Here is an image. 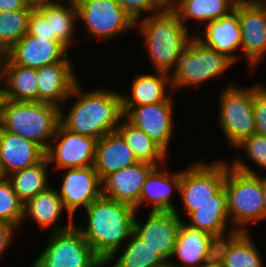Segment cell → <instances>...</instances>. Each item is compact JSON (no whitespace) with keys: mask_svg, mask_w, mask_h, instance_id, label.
<instances>
[{"mask_svg":"<svg viewBox=\"0 0 266 267\" xmlns=\"http://www.w3.org/2000/svg\"><path fill=\"white\" fill-rule=\"evenodd\" d=\"M78 81L68 99L75 98L70 110L60 108V124L70 132L99 140L105 134L117 131L124 114L121 92L101 87L89 91Z\"/></svg>","mask_w":266,"mask_h":267,"instance_id":"1","label":"cell"},{"mask_svg":"<svg viewBox=\"0 0 266 267\" xmlns=\"http://www.w3.org/2000/svg\"><path fill=\"white\" fill-rule=\"evenodd\" d=\"M85 212V226L74 221V227L105 262L133 232L137 211L128 204L101 196L90 203Z\"/></svg>","mask_w":266,"mask_h":267,"instance_id":"2","label":"cell"},{"mask_svg":"<svg viewBox=\"0 0 266 267\" xmlns=\"http://www.w3.org/2000/svg\"><path fill=\"white\" fill-rule=\"evenodd\" d=\"M242 158L226 161L227 209L232 228L247 232L252 223L266 221L263 177ZM254 169V170H253Z\"/></svg>","mask_w":266,"mask_h":267,"instance_id":"3","label":"cell"},{"mask_svg":"<svg viewBox=\"0 0 266 267\" xmlns=\"http://www.w3.org/2000/svg\"><path fill=\"white\" fill-rule=\"evenodd\" d=\"M150 63L155 71L169 72L177 57L194 37L191 36L172 10L164 8L160 13L136 21Z\"/></svg>","mask_w":266,"mask_h":267,"instance_id":"4","label":"cell"},{"mask_svg":"<svg viewBox=\"0 0 266 267\" xmlns=\"http://www.w3.org/2000/svg\"><path fill=\"white\" fill-rule=\"evenodd\" d=\"M59 124L60 107L56 105L0 98V127L38 144L44 151Z\"/></svg>","mask_w":266,"mask_h":267,"instance_id":"5","label":"cell"},{"mask_svg":"<svg viewBox=\"0 0 266 267\" xmlns=\"http://www.w3.org/2000/svg\"><path fill=\"white\" fill-rule=\"evenodd\" d=\"M234 64L225 54L205 46L194 34L177 57L168 76L172 80L173 90L186 86L197 88L213 80L212 78L224 77L225 72Z\"/></svg>","mask_w":266,"mask_h":267,"instance_id":"6","label":"cell"},{"mask_svg":"<svg viewBox=\"0 0 266 267\" xmlns=\"http://www.w3.org/2000/svg\"><path fill=\"white\" fill-rule=\"evenodd\" d=\"M228 82L219 94V127L226 142L236 148L245 139L255 134L253 113L254 85L239 87Z\"/></svg>","mask_w":266,"mask_h":267,"instance_id":"7","label":"cell"},{"mask_svg":"<svg viewBox=\"0 0 266 267\" xmlns=\"http://www.w3.org/2000/svg\"><path fill=\"white\" fill-rule=\"evenodd\" d=\"M47 245L30 267H104V262L74 227L50 232Z\"/></svg>","mask_w":266,"mask_h":267,"instance_id":"8","label":"cell"},{"mask_svg":"<svg viewBox=\"0 0 266 267\" xmlns=\"http://www.w3.org/2000/svg\"><path fill=\"white\" fill-rule=\"evenodd\" d=\"M78 21L86 28L87 36L109 41L136 29L135 20L116 0H76Z\"/></svg>","mask_w":266,"mask_h":267,"instance_id":"9","label":"cell"},{"mask_svg":"<svg viewBox=\"0 0 266 267\" xmlns=\"http://www.w3.org/2000/svg\"><path fill=\"white\" fill-rule=\"evenodd\" d=\"M226 177V160L210 163L197 161L181 170L179 196L188 216L197 206L212 200L223 187Z\"/></svg>","mask_w":266,"mask_h":267,"instance_id":"10","label":"cell"},{"mask_svg":"<svg viewBox=\"0 0 266 267\" xmlns=\"http://www.w3.org/2000/svg\"><path fill=\"white\" fill-rule=\"evenodd\" d=\"M97 139L76 134L58 125L45 151L48 164L55 170L94 166Z\"/></svg>","mask_w":266,"mask_h":267,"instance_id":"11","label":"cell"},{"mask_svg":"<svg viewBox=\"0 0 266 267\" xmlns=\"http://www.w3.org/2000/svg\"><path fill=\"white\" fill-rule=\"evenodd\" d=\"M234 9L238 13L241 29L240 50L243 52L239 57L242 59L244 56L249 71H253L266 57V3L237 1Z\"/></svg>","mask_w":266,"mask_h":267,"instance_id":"12","label":"cell"},{"mask_svg":"<svg viewBox=\"0 0 266 267\" xmlns=\"http://www.w3.org/2000/svg\"><path fill=\"white\" fill-rule=\"evenodd\" d=\"M173 107V100H165L149 105H122V111L123 117L130 124L143 130L169 153V146L176 130Z\"/></svg>","mask_w":266,"mask_h":267,"instance_id":"13","label":"cell"},{"mask_svg":"<svg viewBox=\"0 0 266 267\" xmlns=\"http://www.w3.org/2000/svg\"><path fill=\"white\" fill-rule=\"evenodd\" d=\"M62 171V184L56 189L68 218L75 219L77 211L85 210L90 203L102 196V180L94 166Z\"/></svg>","mask_w":266,"mask_h":267,"instance_id":"14","label":"cell"},{"mask_svg":"<svg viewBox=\"0 0 266 267\" xmlns=\"http://www.w3.org/2000/svg\"><path fill=\"white\" fill-rule=\"evenodd\" d=\"M134 218L133 233L169 263L173 257L181 217L175 212L149 211L146 221Z\"/></svg>","mask_w":266,"mask_h":267,"instance_id":"15","label":"cell"},{"mask_svg":"<svg viewBox=\"0 0 266 267\" xmlns=\"http://www.w3.org/2000/svg\"><path fill=\"white\" fill-rule=\"evenodd\" d=\"M68 51L64 45L54 39L26 34L4 55L13 64L37 69L62 60H71Z\"/></svg>","mask_w":266,"mask_h":267,"instance_id":"16","label":"cell"},{"mask_svg":"<svg viewBox=\"0 0 266 267\" xmlns=\"http://www.w3.org/2000/svg\"><path fill=\"white\" fill-rule=\"evenodd\" d=\"M185 221L182 220L179 225L173 254L179 261L168 264L174 267H201L215 258L217 240Z\"/></svg>","mask_w":266,"mask_h":267,"instance_id":"17","label":"cell"},{"mask_svg":"<svg viewBox=\"0 0 266 267\" xmlns=\"http://www.w3.org/2000/svg\"><path fill=\"white\" fill-rule=\"evenodd\" d=\"M156 166L140 162L111 173L102 180V196L128 204L138 212L142 186Z\"/></svg>","mask_w":266,"mask_h":267,"instance_id":"18","label":"cell"},{"mask_svg":"<svg viewBox=\"0 0 266 267\" xmlns=\"http://www.w3.org/2000/svg\"><path fill=\"white\" fill-rule=\"evenodd\" d=\"M180 181L181 169L169 172L165 165L155 167L148 174L142 186L139 208L146 205L147 207L151 206V212H175L183 220L178 208L173 203V196H171L173 190L179 192Z\"/></svg>","mask_w":266,"mask_h":267,"instance_id":"19","label":"cell"},{"mask_svg":"<svg viewBox=\"0 0 266 267\" xmlns=\"http://www.w3.org/2000/svg\"><path fill=\"white\" fill-rule=\"evenodd\" d=\"M74 69L72 60H62L37 68L38 102L61 108L79 81Z\"/></svg>","mask_w":266,"mask_h":267,"instance_id":"20","label":"cell"},{"mask_svg":"<svg viewBox=\"0 0 266 267\" xmlns=\"http://www.w3.org/2000/svg\"><path fill=\"white\" fill-rule=\"evenodd\" d=\"M45 158V151L36 143L0 127V168L4 177L32 167Z\"/></svg>","mask_w":266,"mask_h":267,"instance_id":"21","label":"cell"},{"mask_svg":"<svg viewBox=\"0 0 266 267\" xmlns=\"http://www.w3.org/2000/svg\"><path fill=\"white\" fill-rule=\"evenodd\" d=\"M203 26L205 29L202 30L203 33L196 31L195 37L205 46L225 54L236 65L237 60H240L237 51H240L241 46V29L237 11L234 9L219 20L210 21Z\"/></svg>","mask_w":266,"mask_h":267,"instance_id":"22","label":"cell"},{"mask_svg":"<svg viewBox=\"0 0 266 267\" xmlns=\"http://www.w3.org/2000/svg\"><path fill=\"white\" fill-rule=\"evenodd\" d=\"M64 212L67 213L58 196L57 189L54 186H49L45 191L38 193L24 204L23 222L27 217L28 219L32 218L31 220L42 231L50 229L49 232H61L74 225L73 218H67L65 224H60L59 220Z\"/></svg>","mask_w":266,"mask_h":267,"instance_id":"23","label":"cell"},{"mask_svg":"<svg viewBox=\"0 0 266 267\" xmlns=\"http://www.w3.org/2000/svg\"><path fill=\"white\" fill-rule=\"evenodd\" d=\"M0 83L4 84L0 86V98L38 101L36 69L13 64L4 54L0 61Z\"/></svg>","mask_w":266,"mask_h":267,"instance_id":"24","label":"cell"},{"mask_svg":"<svg viewBox=\"0 0 266 267\" xmlns=\"http://www.w3.org/2000/svg\"><path fill=\"white\" fill-rule=\"evenodd\" d=\"M188 221V225L210 234L217 241L236 232L228 226H231V223L224 187L212 196V200L197 206V209L188 215Z\"/></svg>","mask_w":266,"mask_h":267,"instance_id":"25","label":"cell"},{"mask_svg":"<svg viewBox=\"0 0 266 267\" xmlns=\"http://www.w3.org/2000/svg\"><path fill=\"white\" fill-rule=\"evenodd\" d=\"M250 233L236 231L216 243V259L223 267H265Z\"/></svg>","mask_w":266,"mask_h":267,"instance_id":"26","label":"cell"},{"mask_svg":"<svg viewBox=\"0 0 266 267\" xmlns=\"http://www.w3.org/2000/svg\"><path fill=\"white\" fill-rule=\"evenodd\" d=\"M137 162L134 153L118 131L105 134L97 140L94 168L101 180Z\"/></svg>","mask_w":266,"mask_h":267,"instance_id":"27","label":"cell"},{"mask_svg":"<svg viewBox=\"0 0 266 267\" xmlns=\"http://www.w3.org/2000/svg\"><path fill=\"white\" fill-rule=\"evenodd\" d=\"M35 7L50 21L53 39L68 50L71 49L77 26L75 21H78L76 3L66 0H39Z\"/></svg>","mask_w":266,"mask_h":267,"instance_id":"28","label":"cell"},{"mask_svg":"<svg viewBox=\"0 0 266 267\" xmlns=\"http://www.w3.org/2000/svg\"><path fill=\"white\" fill-rule=\"evenodd\" d=\"M131 82L130 94L121 93L122 105H149L165 100H174L172 93L167 91L168 88L173 91L172 80L167 72L155 71L154 74H136Z\"/></svg>","mask_w":266,"mask_h":267,"instance_id":"29","label":"cell"},{"mask_svg":"<svg viewBox=\"0 0 266 267\" xmlns=\"http://www.w3.org/2000/svg\"><path fill=\"white\" fill-rule=\"evenodd\" d=\"M124 244L104 262V267L107 265L111 267H163L167 264L156 251L133 232Z\"/></svg>","mask_w":266,"mask_h":267,"instance_id":"30","label":"cell"},{"mask_svg":"<svg viewBox=\"0 0 266 267\" xmlns=\"http://www.w3.org/2000/svg\"><path fill=\"white\" fill-rule=\"evenodd\" d=\"M237 0H179L171 9L188 28V19L206 25L234 10ZM187 20V21H186Z\"/></svg>","mask_w":266,"mask_h":267,"instance_id":"31","label":"cell"},{"mask_svg":"<svg viewBox=\"0 0 266 267\" xmlns=\"http://www.w3.org/2000/svg\"><path fill=\"white\" fill-rule=\"evenodd\" d=\"M117 131L122 135L137 161L150 163L156 167L167 165L165 161L168 153L143 130L130 124L124 117Z\"/></svg>","mask_w":266,"mask_h":267,"instance_id":"32","label":"cell"},{"mask_svg":"<svg viewBox=\"0 0 266 267\" xmlns=\"http://www.w3.org/2000/svg\"><path fill=\"white\" fill-rule=\"evenodd\" d=\"M51 167L44 158L38 164L16 171L7 176L14 192L25 204L38 193L45 191L49 185L48 168Z\"/></svg>","mask_w":266,"mask_h":267,"instance_id":"33","label":"cell"},{"mask_svg":"<svg viewBox=\"0 0 266 267\" xmlns=\"http://www.w3.org/2000/svg\"><path fill=\"white\" fill-rule=\"evenodd\" d=\"M35 5L24 9L0 12V53H6L27 34L28 20Z\"/></svg>","mask_w":266,"mask_h":267,"instance_id":"34","label":"cell"},{"mask_svg":"<svg viewBox=\"0 0 266 267\" xmlns=\"http://www.w3.org/2000/svg\"><path fill=\"white\" fill-rule=\"evenodd\" d=\"M24 204L14 192L7 177L0 178V221L18 230L23 228Z\"/></svg>","mask_w":266,"mask_h":267,"instance_id":"35","label":"cell"},{"mask_svg":"<svg viewBox=\"0 0 266 267\" xmlns=\"http://www.w3.org/2000/svg\"><path fill=\"white\" fill-rule=\"evenodd\" d=\"M235 149L243 150L259 170H266V136L253 134Z\"/></svg>","mask_w":266,"mask_h":267,"instance_id":"36","label":"cell"},{"mask_svg":"<svg viewBox=\"0 0 266 267\" xmlns=\"http://www.w3.org/2000/svg\"><path fill=\"white\" fill-rule=\"evenodd\" d=\"M116 1L135 20V22L141 18L158 14L164 9L158 3L157 0H116ZM144 14L146 15L144 16Z\"/></svg>","mask_w":266,"mask_h":267,"instance_id":"37","label":"cell"},{"mask_svg":"<svg viewBox=\"0 0 266 267\" xmlns=\"http://www.w3.org/2000/svg\"><path fill=\"white\" fill-rule=\"evenodd\" d=\"M253 113L255 120V133L266 136V84L254 85Z\"/></svg>","mask_w":266,"mask_h":267,"instance_id":"38","label":"cell"},{"mask_svg":"<svg viewBox=\"0 0 266 267\" xmlns=\"http://www.w3.org/2000/svg\"><path fill=\"white\" fill-rule=\"evenodd\" d=\"M27 34L44 39H53L51 36L50 21L36 7L31 10Z\"/></svg>","mask_w":266,"mask_h":267,"instance_id":"39","label":"cell"},{"mask_svg":"<svg viewBox=\"0 0 266 267\" xmlns=\"http://www.w3.org/2000/svg\"><path fill=\"white\" fill-rule=\"evenodd\" d=\"M17 232L19 235L21 231L9 223L0 221V259L3 257L5 251H7L8 247L11 246V242Z\"/></svg>","mask_w":266,"mask_h":267,"instance_id":"40","label":"cell"},{"mask_svg":"<svg viewBox=\"0 0 266 267\" xmlns=\"http://www.w3.org/2000/svg\"><path fill=\"white\" fill-rule=\"evenodd\" d=\"M27 5L25 0H0V12L21 10Z\"/></svg>","mask_w":266,"mask_h":267,"instance_id":"41","label":"cell"},{"mask_svg":"<svg viewBox=\"0 0 266 267\" xmlns=\"http://www.w3.org/2000/svg\"><path fill=\"white\" fill-rule=\"evenodd\" d=\"M158 3L167 9H171L179 0H157Z\"/></svg>","mask_w":266,"mask_h":267,"instance_id":"42","label":"cell"},{"mask_svg":"<svg viewBox=\"0 0 266 267\" xmlns=\"http://www.w3.org/2000/svg\"><path fill=\"white\" fill-rule=\"evenodd\" d=\"M201 267H223V266L215 257L213 260L207 262L206 264H203Z\"/></svg>","mask_w":266,"mask_h":267,"instance_id":"43","label":"cell"},{"mask_svg":"<svg viewBox=\"0 0 266 267\" xmlns=\"http://www.w3.org/2000/svg\"><path fill=\"white\" fill-rule=\"evenodd\" d=\"M263 192H264V198H265V204H266V175H263Z\"/></svg>","mask_w":266,"mask_h":267,"instance_id":"44","label":"cell"},{"mask_svg":"<svg viewBox=\"0 0 266 267\" xmlns=\"http://www.w3.org/2000/svg\"><path fill=\"white\" fill-rule=\"evenodd\" d=\"M29 5H36L39 0H25Z\"/></svg>","mask_w":266,"mask_h":267,"instance_id":"45","label":"cell"},{"mask_svg":"<svg viewBox=\"0 0 266 267\" xmlns=\"http://www.w3.org/2000/svg\"><path fill=\"white\" fill-rule=\"evenodd\" d=\"M163 267H174V266H171V265H169L168 263L165 265V266H163Z\"/></svg>","mask_w":266,"mask_h":267,"instance_id":"46","label":"cell"},{"mask_svg":"<svg viewBox=\"0 0 266 267\" xmlns=\"http://www.w3.org/2000/svg\"><path fill=\"white\" fill-rule=\"evenodd\" d=\"M237 1H255V0H237Z\"/></svg>","mask_w":266,"mask_h":267,"instance_id":"47","label":"cell"},{"mask_svg":"<svg viewBox=\"0 0 266 267\" xmlns=\"http://www.w3.org/2000/svg\"><path fill=\"white\" fill-rule=\"evenodd\" d=\"M1 177H3V174H2V172H1V168H0V178H1Z\"/></svg>","mask_w":266,"mask_h":267,"instance_id":"48","label":"cell"}]
</instances>
